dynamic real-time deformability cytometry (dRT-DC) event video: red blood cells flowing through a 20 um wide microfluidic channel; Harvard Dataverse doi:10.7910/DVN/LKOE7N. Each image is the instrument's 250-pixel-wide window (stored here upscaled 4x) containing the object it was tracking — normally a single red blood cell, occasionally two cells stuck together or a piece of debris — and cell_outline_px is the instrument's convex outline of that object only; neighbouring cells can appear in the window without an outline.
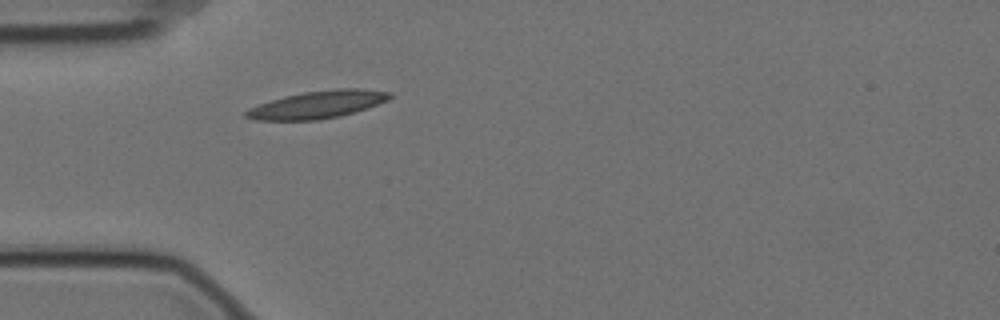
{"species": "Egyptian fruit bat (a non-hibernating species)", "species_latin": "Rousettus aegyptiacus", "temperature_condition": "cold", "stored_images_in_passage": 16, "camera_frame_rate_fps": 3000, "um_per_image_px": 0.085, "animal": {"sex": "female"}, "frame": {"image": 1, "passage_image": 1, "time_ms": 0.0, "image_size_px": [1000, 320], "cell_outline_px": [[392, 96], [388, 100], [356, 112], [340, 116], [316, 120], [256, 120], [244, 116], [244, 112], [248, 108], [284, 96], [304, 92], [336, 88], [356, 88], [392, 92]], "centroid_in_image_um": [27.01, 8.89], "position_along_channel_um": 58.0, "area_um2": 23.0}}
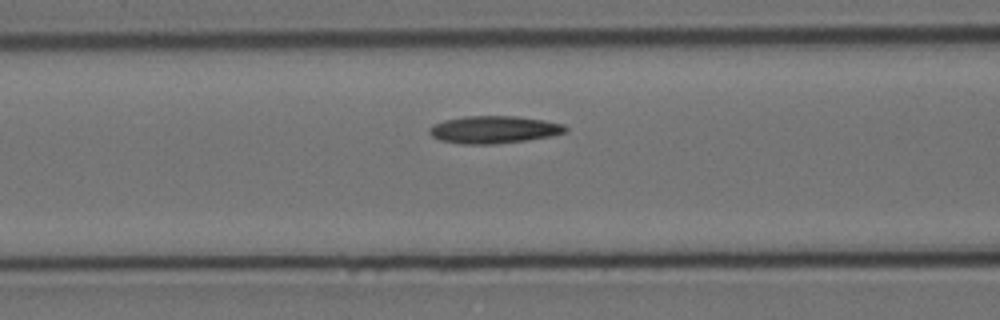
{"frame": {"image": 2, "passage_image": 7, "time_ms": 2.0, "image_size_px": [1000, 320], "cell_outline_px": [[568, 132], [552, 136], [528, 140], [496, 144], [460, 144], [440, 140], [432, 136], [428, 132], [428, 128], [432, 124], [444, 120], [464, 116], [516, 116], [544, 120], [564, 124], [568, 128]], "centroid_in_image_um": [41.99, 11.02], "position_along_channel_um": 124.6, "area_um2": 22.08}}
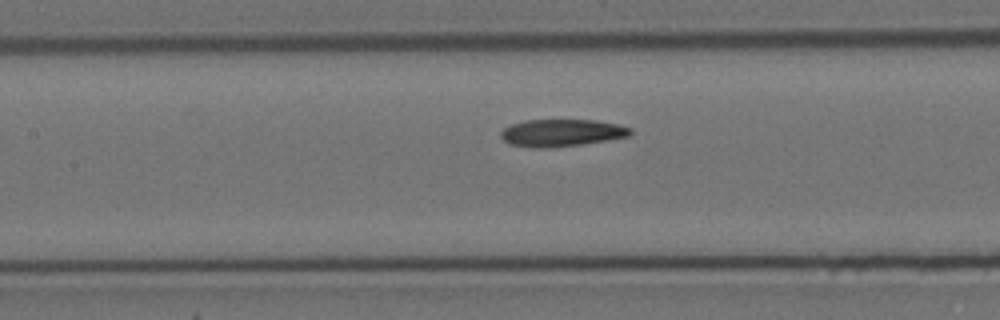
{"frame": {"image": 3, "passage_image": 10, "time_ms": 3.0, "image_size_px": [1000, 320], "cell_outline_px": [[632, 132], [628, 136], [608, 140], [552, 148], [536, 148], [508, 144], [500, 136], [500, 132], [504, 128], [512, 124], [524, 120], [596, 120], [616, 124], [632, 128]], "centroid_in_image_um": [47.71, 11.29], "position_along_channel_um": 159.7, "area_um2": 20.58}}